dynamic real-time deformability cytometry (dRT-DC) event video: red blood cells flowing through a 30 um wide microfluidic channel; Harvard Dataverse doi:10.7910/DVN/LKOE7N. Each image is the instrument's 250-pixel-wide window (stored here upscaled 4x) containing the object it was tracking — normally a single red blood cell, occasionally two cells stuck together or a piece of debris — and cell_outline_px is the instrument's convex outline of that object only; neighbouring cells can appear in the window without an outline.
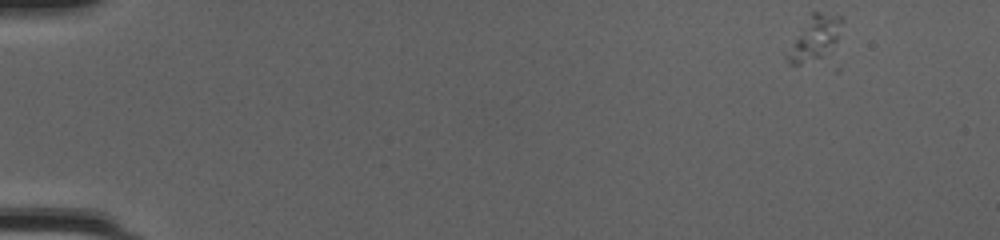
{"species": "common noctule bat (a hibernating species)", "species_latin": "Nyctalus noctula", "temperature_condition": "cold", "stored_images_in_passage": 50, "camera_frame_rate_fps": 3000, "um_per_image_px": 0.085, "animal": {"sex": "female", "body_mass_g": 20.0, "forearm_length_mm": 54.0}, "frame": {"image": 1, "passage_image": 1, "time_ms": 0.0, "image_size_px": [1000, 240], "cell_outline_px": [[844, 20], [828, 60], [800, 64], [788, 64], [788, 56], [796, 40], [812, 12], [820, 12], [840, 16]], "centroid_in_image_um": [69.37, 3.31], "position_along_channel_um": 15.6, "area_um2": 13.7}}
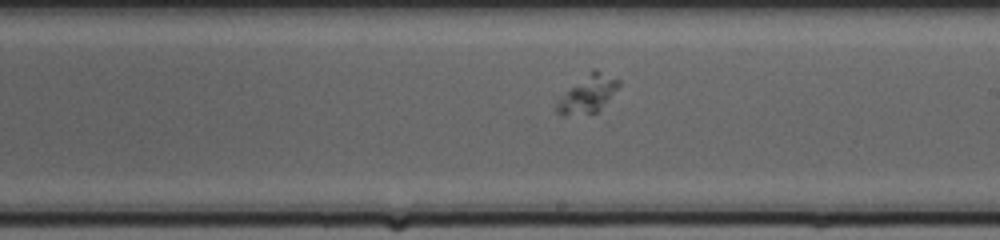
{"frame": {"image": 2, "passage_image": 29, "time_ms": 9.333, "image_size_px": [1000, 240], "cell_outline_px": [[620, 84], [608, 100], [596, 112], [564, 116], [556, 112], [556, 104], [592, 68], [596, 68], [620, 80]], "centroid_in_image_um": [50.01, 7.98], "position_along_channel_um": 239.0, "area_um2": 12.95}}
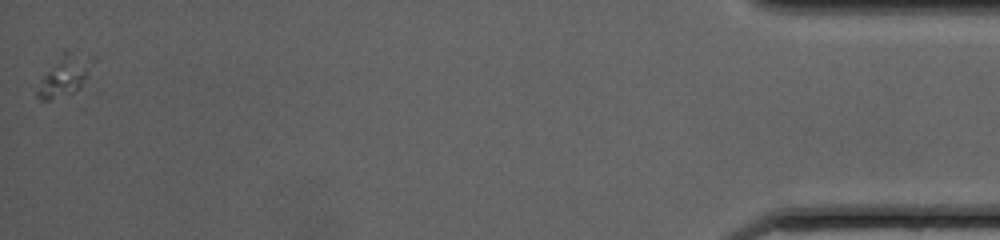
{"frame": {"image": 3, "passage_image": 50, "time_ms": 16.333, "image_size_px": [1000, 240], "cell_outline_px": [[88, 88], [48, 100], [40, 100], [36, 96], [36, 88], [40, 80], [64, 48], [68, 52], [84, 72]], "centroid_in_image_um": [5.23, 6.67], "position_along_channel_um": 430.0, "area_um2": 11.33}}